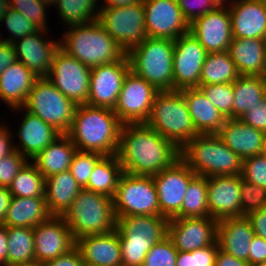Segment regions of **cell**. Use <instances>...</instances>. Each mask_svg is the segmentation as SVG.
I'll list each match as a JSON object with an SVG mask.
<instances>
[{
    "label": "cell",
    "instance_id": "4316f807",
    "mask_svg": "<svg viewBox=\"0 0 266 266\" xmlns=\"http://www.w3.org/2000/svg\"><path fill=\"white\" fill-rule=\"evenodd\" d=\"M38 77L16 60L0 75V99L11 109L23 107Z\"/></svg>",
    "mask_w": 266,
    "mask_h": 266
},
{
    "label": "cell",
    "instance_id": "b9f144b4",
    "mask_svg": "<svg viewBox=\"0 0 266 266\" xmlns=\"http://www.w3.org/2000/svg\"><path fill=\"white\" fill-rule=\"evenodd\" d=\"M197 88L225 118H233V83L199 85Z\"/></svg>",
    "mask_w": 266,
    "mask_h": 266
},
{
    "label": "cell",
    "instance_id": "ba28073f",
    "mask_svg": "<svg viewBox=\"0 0 266 266\" xmlns=\"http://www.w3.org/2000/svg\"><path fill=\"white\" fill-rule=\"evenodd\" d=\"M61 134L71 128L77 105L59 91L47 77L37 78L23 106Z\"/></svg>",
    "mask_w": 266,
    "mask_h": 266
},
{
    "label": "cell",
    "instance_id": "836d02e7",
    "mask_svg": "<svg viewBox=\"0 0 266 266\" xmlns=\"http://www.w3.org/2000/svg\"><path fill=\"white\" fill-rule=\"evenodd\" d=\"M233 118H240L265 96L263 76L240 75L233 82Z\"/></svg>",
    "mask_w": 266,
    "mask_h": 266
},
{
    "label": "cell",
    "instance_id": "e0dca14e",
    "mask_svg": "<svg viewBox=\"0 0 266 266\" xmlns=\"http://www.w3.org/2000/svg\"><path fill=\"white\" fill-rule=\"evenodd\" d=\"M218 221L212 217H185L168 220L167 236L178 251H194L213 244Z\"/></svg>",
    "mask_w": 266,
    "mask_h": 266
},
{
    "label": "cell",
    "instance_id": "ee69618b",
    "mask_svg": "<svg viewBox=\"0 0 266 266\" xmlns=\"http://www.w3.org/2000/svg\"><path fill=\"white\" fill-rule=\"evenodd\" d=\"M102 157L103 155L97 152L77 150L74 153L69 171L81 189L86 188L94 166Z\"/></svg>",
    "mask_w": 266,
    "mask_h": 266
},
{
    "label": "cell",
    "instance_id": "03108f58",
    "mask_svg": "<svg viewBox=\"0 0 266 266\" xmlns=\"http://www.w3.org/2000/svg\"><path fill=\"white\" fill-rule=\"evenodd\" d=\"M9 8H10L9 0H0V21L2 20L3 16L6 14Z\"/></svg>",
    "mask_w": 266,
    "mask_h": 266
},
{
    "label": "cell",
    "instance_id": "7a4b0ae2",
    "mask_svg": "<svg viewBox=\"0 0 266 266\" xmlns=\"http://www.w3.org/2000/svg\"><path fill=\"white\" fill-rule=\"evenodd\" d=\"M122 126L113 109L83 104L77 105L67 135L77 150L111 156L117 154Z\"/></svg>",
    "mask_w": 266,
    "mask_h": 266
},
{
    "label": "cell",
    "instance_id": "11a10c76",
    "mask_svg": "<svg viewBox=\"0 0 266 266\" xmlns=\"http://www.w3.org/2000/svg\"><path fill=\"white\" fill-rule=\"evenodd\" d=\"M266 261V240L254 236L249 245V264L255 266Z\"/></svg>",
    "mask_w": 266,
    "mask_h": 266
},
{
    "label": "cell",
    "instance_id": "8992f818",
    "mask_svg": "<svg viewBox=\"0 0 266 266\" xmlns=\"http://www.w3.org/2000/svg\"><path fill=\"white\" fill-rule=\"evenodd\" d=\"M145 124L172 141L179 149L199 134L196 132L181 91L158 92Z\"/></svg>",
    "mask_w": 266,
    "mask_h": 266
},
{
    "label": "cell",
    "instance_id": "6125c7cd",
    "mask_svg": "<svg viewBox=\"0 0 266 266\" xmlns=\"http://www.w3.org/2000/svg\"><path fill=\"white\" fill-rule=\"evenodd\" d=\"M7 226L0 224V266H7L8 258Z\"/></svg>",
    "mask_w": 266,
    "mask_h": 266
},
{
    "label": "cell",
    "instance_id": "ab89813d",
    "mask_svg": "<svg viewBox=\"0 0 266 266\" xmlns=\"http://www.w3.org/2000/svg\"><path fill=\"white\" fill-rule=\"evenodd\" d=\"M185 217H210L207 177L196 175L188 184L181 210L174 218Z\"/></svg>",
    "mask_w": 266,
    "mask_h": 266
},
{
    "label": "cell",
    "instance_id": "f35d334b",
    "mask_svg": "<svg viewBox=\"0 0 266 266\" xmlns=\"http://www.w3.org/2000/svg\"><path fill=\"white\" fill-rule=\"evenodd\" d=\"M99 0H56L58 15L67 26L86 24L98 19L101 8Z\"/></svg>",
    "mask_w": 266,
    "mask_h": 266
},
{
    "label": "cell",
    "instance_id": "6da1fadb",
    "mask_svg": "<svg viewBox=\"0 0 266 266\" xmlns=\"http://www.w3.org/2000/svg\"><path fill=\"white\" fill-rule=\"evenodd\" d=\"M117 156L123 172L154 176L180 158V149L145 123L123 124Z\"/></svg>",
    "mask_w": 266,
    "mask_h": 266
},
{
    "label": "cell",
    "instance_id": "6f0895ef",
    "mask_svg": "<svg viewBox=\"0 0 266 266\" xmlns=\"http://www.w3.org/2000/svg\"><path fill=\"white\" fill-rule=\"evenodd\" d=\"M16 60L14 45L6 41H0V75Z\"/></svg>",
    "mask_w": 266,
    "mask_h": 266
},
{
    "label": "cell",
    "instance_id": "83f0119b",
    "mask_svg": "<svg viewBox=\"0 0 266 266\" xmlns=\"http://www.w3.org/2000/svg\"><path fill=\"white\" fill-rule=\"evenodd\" d=\"M228 52L239 75L266 74V39L233 38Z\"/></svg>",
    "mask_w": 266,
    "mask_h": 266
},
{
    "label": "cell",
    "instance_id": "ac0fdd59",
    "mask_svg": "<svg viewBox=\"0 0 266 266\" xmlns=\"http://www.w3.org/2000/svg\"><path fill=\"white\" fill-rule=\"evenodd\" d=\"M208 53L228 51L232 20L228 7L217 6L190 23L189 31Z\"/></svg>",
    "mask_w": 266,
    "mask_h": 266
},
{
    "label": "cell",
    "instance_id": "f6af8a7d",
    "mask_svg": "<svg viewBox=\"0 0 266 266\" xmlns=\"http://www.w3.org/2000/svg\"><path fill=\"white\" fill-rule=\"evenodd\" d=\"M10 8L20 12L30 21H32L39 29L48 30L47 10L50 8L47 2L41 0H9Z\"/></svg>",
    "mask_w": 266,
    "mask_h": 266
},
{
    "label": "cell",
    "instance_id": "cb8c5ba5",
    "mask_svg": "<svg viewBox=\"0 0 266 266\" xmlns=\"http://www.w3.org/2000/svg\"><path fill=\"white\" fill-rule=\"evenodd\" d=\"M228 9L233 38L266 39V0H239Z\"/></svg>",
    "mask_w": 266,
    "mask_h": 266
},
{
    "label": "cell",
    "instance_id": "7402d4cb",
    "mask_svg": "<svg viewBox=\"0 0 266 266\" xmlns=\"http://www.w3.org/2000/svg\"><path fill=\"white\" fill-rule=\"evenodd\" d=\"M24 111L22 122L18 125L17 135L19 145L14 144L15 150L25 156L29 161L33 160L50 143L58 138L61 133L54 127L25 110L23 107L12 109Z\"/></svg>",
    "mask_w": 266,
    "mask_h": 266
},
{
    "label": "cell",
    "instance_id": "9c48e42d",
    "mask_svg": "<svg viewBox=\"0 0 266 266\" xmlns=\"http://www.w3.org/2000/svg\"><path fill=\"white\" fill-rule=\"evenodd\" d=\"M112 199L117 219L132 215L161 216L158 194L152 176L124 172Z\"/></svg>",
    "mask_w": 266,
    "mask_h": 266
},
{
    "label": "cell",
    "instance_id": "277c9868",
    "mask_svg": "<svg viewBox=\"0 0 266 266\" xmlns=\"http://www.w3.org/2000/svg\"><path fill=\"white\" fill-rule=\"evenodd\" d=\"M180 159L198 176L239 175L242 159L217 134H199L180 149Z\"/></svg>",
    "mask_w": 266,
    "mask_h": 266
},
{
    "label": "cell",
    "instance_id": "e7e4bbea",
    "mask_svg": "<svg viewBox=\"0 0 266 266\" xmlns=\"http://www.w3.org/2000/svg\"><path fill=\"white\" fill-rule=\"evenodd\" d=\"M104 3L100 8H110V7H123L129 6L140 2L141 0H103Z\"/></svg>",
    "mask_w": 266,
    "mask_h": 266
},
{
    "label": "cell",
    "instance_id": "4fadbf2b",
    "mask_svg": "<svg viewBox=\"0 0 266 266\" xmlns=\"http://www.w3.org/2000/svg\"><path fill=\"white\" fill-rule=\"evenodd\" d=\"M208 52L187 32L174 40L173 87L175 90L197 88Z\"/></svg>",
    "mask_w": 266,
    "mask_h": 266
},
{
    "label": "cell",
    "instance_id": "5bb4252c",
    "mask_svg": "<svg viewBox=\"0 0 266 266\" xmlns=\"http://www.w3.org/2000/svg\"><path fill=\"white\" fill-rule=\"evenodd\" d=\"M196 175L179 158L169 168L152 176L158 194L161 216L169 220L180 212L188 184Z\"/></svg>",
    "mask_w": 266,
    "mask_h": 266
},
{
    "label": "cell",
    "instance_id": "f1b7e54d",
    "mask_svg": "<svg viewBox=\"0 0 266 266\" xmlns=\"http://www.w3.org/2000/svg\"><path fill=\"white\" fill-rule=\"evenodd\" d=\"M187 103L193 126L198 134H217L226 118L198 89L180 90Z\"/></svg>",
    "mask_w": 266,
    "mask_h": 266
},
{
    "label": "cell",
    "instance_id": "d590c367",
    "mask_svg": "<svg viewBox=\"0 0 266 266\" xmlns=\"http://www.w3.org/2000/svg\"><path fill=\"white\" fill-rule=\"evenodd\" d=\"M7 266L35 262L33 228L7 226Z\"/></svg>",
    "mask_w": 266,
    "mask_h": 266
},
{
    "label": "cell",
    "instance_id": "8fae6325",
    "mask_svg": "<svg viewBox=\"0 0 266 266\" xmlns=\"http://www.w3.org/2000/svg\"><path fill=\"white\" fill-rule=\"evenodd\" d=\"M90 73V68L59 47L47 78L76 105H83L89 98Z\"/></svg>",
    "mask_w": 266,
    "mask_h": 266
},
{
    "label": "cell",
    "instance_id": "f5cc1de1",
    "mask_svg": "<svg viewBox=\"0 0 266 266\" xmlns=\"http://www.w3.org/2000/svg\"><path fill=\"white\" fill-rule=\"evenodd\" d=\"M218 249L216 240L211 245L194 250V266H215Z\"/></svg>",
    "mask_w": 266,
    "mask_h": 266
},
{
    "label": "cell",
    "instance_id": "44dd1931",
    "mask_svg": "<svg viewBox=\"0 0 266 266\" xmlns=\"http://www.w3.org/2000/svg\"><path fill=\"white\" fill-rule=\"evenodd\" d=\"M48 32L39 29L13 43L17 60L21 61L38 78L47 77L51 72L54 54L60 47V39L53 41V38L52 40L45 38Z\"/></svg>",
    "mask_w": 266,
    "mask_h": 266
},
{
    "label": "cell",
    "instance_id": "753ad0ef",
    "mask_svg": "<svg viewBox=\"0 0 266 266\" xmlns=\"http://www.w3.org/2000/svg\"><path fill=\"white\" fill-rule=\"evenodd\" d=\"M83 266H95V265H90V264H85V263H84Z\"/></svg>",
    "mask_w": 266,
    "mask_h": 266
},
{
    "label": "cell",
    "instance_id": "ffe728a7",
    "mask_svg": "<svg viewBox=\"0 0 266 266\" xmlns=\"http://www.w3.org/2000/svg\"><path fill=\"white\" fill-rule=\"evenodd\" d=\"M241 174L207 177L209 215L217 221L241 217Z\"/></svg>",
    "mask_w": 266,
    "mask_h": 266
},
{
    "label": "cell",
    "instance_id": "8c879c8a",
    "mask_svg": "<svg viewBox=\"0 0 266 266\" xmlns=\"http://www.w3.org/2000/svg\"><path fill=\"white\" fill-rule=\"evenodd\" d=\"M255 266H266V261L263 262V263L257 264V265H255Z\"/></svg>",
    "mask_w": 266,
    "mask_h": 266
},
{
    "label": "cell",
    "instance_id": "7dc6e473",
    "mask_svg": "<svg viewBox=\"0 0 266 266\" xmlns=\"http://www.w3.org/2000/svg\"><path fill=\"white\" fill-rule=\"evenodd\" d=\"M241 217L266 207V189L251 184L241 177Z\"/></svg>",
    "mask_w": 266,
    "mask_h": 266
},
{
    "label": "cell",
    "instance_id": "9f6ffc18",
    "mask_svg": "<svg viewBox=\"0 0 266 266\" xmlns=\"http://www.w3.org/2000/svg\"><path fill=\"white\" fill-rule=\"evenodd\" d=\"M256 236L266 240V207L247 215Z\"/></svg>",
    "mask_w": 266,
    "mask_h": 266
},
{
    "label": "cell",
    "instance_id": "7bdbcfd3",
    "mask_svg": "<svg viewBox=\"0 0 266 266\" xmlns=\"http://www.w3.org/2000/svg\"><path fill=\"white\" fill-rule=\"evenodd\" d=\"M0 23H5L6 29H8V32L10 33V37H0V40L12 44L18 40H21L23 37L31 35L39 30V28L32 21H30L20 12L15 11L11 8L8 9Z\"/></svg>",
    "mask_w": 266,
    "mask_h": 266
},
{
    "label": "cell",
    "instance_id": "484cf974",
    "mask_svg": "<svg viewBox=\"0 0 266 266\" xmlns=\"http://www.w3.org/2000/svg\"><path fill=\"white\" fill-rule=\"evenodd\" d=\"M254 236L247 216L218 221L216 240L219 248L237 259L249 262V245Z\"/></svg>",
    "mask_w": 266,
    "mask_h": 266
},
{
    "label": "cell",
    "instance_id": "2644e50d",
    "mask_svg": "<svg viewBox=\"0 0 266 266\" xmlns=\"http://www.w3.org/2000/svg\"><path fill=\"white\" fill-rule=\"evenodd\" d=\"M263 80H264V92L266 96V74L263 76Z\"/></svg>",
    "mask_w": 266,
    "mask_h": 266
},
{
    "label": "cell",
    "instance_id": "30bf717a",
    "mask_svg": "<svg viewBox=\"0 0 266 266\" xmlns=\"http://www.w3.org/2000/svg\"><path fill=\"white\" fill-rule=\"evenodd\" d=\"M97 20L126 53L147 37L142 0L126 7L101 8Z\"/></svg>",
    "mask_w": 266,
    "mask_h": 266
},
{
    "label": "cell",
    "instance_id": "d4e9b609",
    "mask_svg": "<svg viewBox=\"0 0 266 266\" xmlns=\"http://www.w3.org/2000/svg\"><path fill=\"white\" fill-rule=\"evenodd\" d=\"M85 264L95 266H122L117 230L105 234L86 235L75 240Z\"/></svg>",
    "mask_w": 266,
    "mask_h": 266
},
{
    "label": "cell",
    "instance_id": "5b68a950",
    "mask_svg": "<svg viewBox=\"0 0 266 266\" xmlns=\"http://www.w3.org/2000/svg\"><path fill=\"white\" fill-rule=\"evenodd\" d=\"M62 217L74 240L86 235L105 234L117 226L113 199L85 188L80 190Z\"/></svg>",
    "mask_w": 266,
    "mask_h": 266
},
{
    "label": "cell",
    "instance_id": "74e56055",
    "mask_svg": "<svg viewBox=\"0 0 266 266\" xmlns=\"http://www.w3.org/2000/svg\"><path fill=\"white\" fill-rule=\"evenodd\" d=\"M122 266H142L147 252L166 236H141L118 233Z\"/></svg>",
    "mask_w": 266,
    "mask_h": 266
},
{
    "label": "cell",
    "instance_id": "f546056e",
    "mask_svg": "<svg viewBox=\"0 0 266 266\" xmlns=\"http://www.w3.org/2000/svg\"><path fill=\"white\" fill-rule=\"evenodd\" d=\"M50 216L45 197L24 198L12 196L2 225L34 228L39 223L46 221Z\"/></svg>",
    "mask_w": 266,
    "mask_h": 266
},
{
    "label": "cell",
    "instance_id": "a7ac6f4b",
    "mask_svg": "<svg viewBox=\"0 0 266 266\" xmlns=\"http://www.w3.org/2000/svg\"><path fill=\"white\" fill-rule=\"evenodd\" d=\"M17 266H44V264L39 263V262H34V263H30V264L17 265Z\"/></svg>",
    "mask_w": 266,
    "mask_h": 266
},
{
    "label": "cell",
    "instance_id": "89a4df30",
    "mask_svg": "<svg viewBox=\"0 0 266 266\" xmlns=\"http://www.w3.org/2000/svg\"><path fill=\"white\" fill-rule=\"evenodd\" d=\"M41 1L47 2L51 7V5L53 6L56 0H41Z\"/></svg>",
    "mask_w": 266,
    "mask_h": 266
},
{
    "label": "cell",
    "instance_id": "db71d44e",
    "mask_svg": "<svg viewBox=\"0 0 266 266\" xmlns=\"http://www.w3.org/2000/svg\"><path fill=\"white\" fill-rule=\"evenodd\" d=\"M44 266H83L84 261L80 251L74 246L67 253L58 256L55 259L48 260L43 263Z\"/></svg>",
    "mask_w": 266,
    "mask_h": 266
},
{
    "label": "cell",
    "instance_id": "4dcf8cb0",
    "mask_svg": "<svg viewBox=\"0 0 266 266\" xmlns=\"http://www.w3.org/2000/svg\"><path fill=\"white\" fill-rule=\"evenodd\" d=\"M45 200L51 215L62 216L81 190L69 170L45 178Z\"/></svg>",
    "mask_w": 266,
    "mask_h": 266
},
{
    "label": "cell",
    "instance_id": "9a60e30c",
    "mask_svg": "<svg viewBox=\"0 0 266 266\" xmlns=\"http://www.w3.org/2000/svg\"><path fill=\"white\" fill-rule=\"evenodd\" d=\"M147 37L176 40L190 31L176 0H142Z\"/></svg>",
    "mask_w": 266,
    "mask_h": 266
},
{
    "label": "cell",
    "instance_id": "1f68e13d",
    "mask_svg": "<svg viewBox=\"0 0 266 266\" xmlns=\"http://www.w3.org/2000/svg\"><path fill=\"white\" fill-rule=\"evenodd\" d=\"M76 146L67 134H61L33 160L38 171L45 177H49L69 170Z\"/></svg>",
    "mask_w": 266,
    "mask_h": 266
},
{
    "label": "cell",
    "instance_id": "d6a6232c",
    "mask_svg": "<svg viewBox=\"0 0 266 266\" xmlns=\"http://www.w3.org/2000/svg\"><path fill=\"white\" fill-rule=\"evenodd\" d=\"M123 173L117 154L103 156L94 166L85 189L113 198Z\"/></svg>",
    "mask_w": 266,
    "mask_h": 266
},
{
    "label": "cell",
    "instance_id": "e575fe53",
    "mask_svg": "<svg viewBox=\"0 0 266 266\" xmlns=\"http://www.w3.org/2000/svg\"><path fill=\"white\" fill-rule=\"evenodd\" d=\"M239 76L228 51L208 53L199 85L233 83Z\"/></svg>",
    "mask_w": 266,
    "mask_h": 266
},
{
    "label": "cell",
    "instance_id": "91938a15",
    "mask_svg": "<svg viewBox=\"0 0 266 266\" xmlns=\"http://www.w3.org/2000/svg\"><path fill=\"white\" fill-rule=\"evenodd\" d=\"M215 266H251L249 262L237 259L236 257L224 252L220 248L216 255Z\"/></svg>",
    "mask_w": 266,
    "mask_h": 266
},
{
    "label": "cell",
    "instance_id": "c3c4849f",
    "mask_svg": "<svg viewBox=\"0 0 266 266\" xmlns=\"http://www.w3.org/2000/svg\"><path fill=\"white\" fill-rule=\"evenodd\" d=\"M241 177L266 189V155L263 153L242 160Z\"/></svg>",
    "mask_w": 266,
    "mask_h": 266
},
{
    "label": "cell",
    "instance_id": "94428289",
    "mask_svg": "<svg viewBox=\"0 0 266 266\" xmlns=\"http://www.w3.org/2000/svg\"><path fill=\"white\" fill-rule=\"evenodd\" d=\"M12 199L8 188L0 186V224H3Z\"/></svg>",
    "mask_w": 266,
    "mask_h": 266
},
{
    "label": "cell",
    "instance_id": "7c38bea8",
    "mask_svg": "<svg viewBox=\"0 0 266 266\" xmlns=\"http://www.w3.org/2000/svg\"><path fill=\"white\" fill-rule=\"evenodd\" d=\"M158 90L130 70L118 95L114 113L123 124L145 123Z\"/></svg>",
    "mask_w": 266,
    "mask_h": 266
},
{
    "label": "cell",
    "instance_id": "680465c9",
    "mask_svg": "<svg viewBox=\"0 0 266 266\" xmlns=\"http://www.w3.org/2000/svg\"><path fill=\"white\" fill-rule=\"evenodd\" d=\"M1 121V120H0ZM11 130L0 122V159L8 156L15 151Z\"/></svg>",
    "mask_w": 266,
    "mask_h": 266
},
{
    "label": "cell",
    "instance_id": "681fc988",
    "mask_svg": "<svg viewBox=\"0 0 266 266\" xmlns=\"http://www.w3.org/2000/svg\"><path fill=\"white\" fill-rule=\"evenodd\" d=\"M29 160L17 150L8 156L0 159V186L8 188L17 175Z\"/></svg>",
    "mask_w": 266,
    "mask_h": 266
},
{
    "label": "cell",
    "instance_id": "2e32d148",
    "mask_svg": "<svg viewBox=\"0 0 266 266\" xmlns=\"http://www.w3.org/2000/svg\"><path fill=\"white\" fill-rule=\"evenodd\" d=\"M130 70L127 54L117 62L92 68L87 105L114 109L124 79Z\"/></svg>",
    "mask_w": 266,
    "mask_h": 266
},
{
    "label": "cell",
    "instance_id": "3957f363",
    "mask_svg": "<svg viewBox=\"0 0 266 266\" xmlns=\"http://www.w3.org/2000/svg\"><path fill=\"white\" fill-rule=\"evenodd\" d=\"M67 28L59 38L60 48L90 69L117 62L127 54L98 20Z\"/></svg>",
    "mask_w": 266,
    "mask_h": 266
},
{
    "label": "cell",
    "instance_id": "52a82bcc",
    "mask_svg": "<svg viewBox=\"0 0 266 266\" xmlns=\"http://www.w3.org/2000/svg\"><path fill=\"white\" fill-rule=\"evenodd\" d=\"M173 51L174 40L146 37L127 53L130 69L158 92L174 91Z\"/></svg>",
    "mask_w": 266,
    "mask_h": 266
},
{
    "label": "cell",
    "instance_id": "f907efd6",
    "mask_svg": "<svg viewBox=\"0 0 266 266\" xmlns=\"http://www.w3.org/2000/svg\"><path fill=\"white\" fill-rule=\"evenodd\" d=\"M181 11L189 22H193L196 18L201 17L209 11L214 10L217 5L214 0H176Z\"/></svg>",
    "mask_w": 266,
    "mask_h": 266
},
{
    "label": "cell",
    "instance_id": "bcb514c9",
    "mask_svg": "<svg viewBox=\"0 0 266 266\" xmlns=\"http://www.w3.org/2000/svg\"><path fill=\"white\" fill-rule=\"evenodd\" d=\"M177 256L178 250L166 236L147 252L142 266H176Z\"/></svg>",
    "mask_w": 266,
    "mask_h": 266
},
{
    "label": "cell",
    "instance_id": "d6986e66",
    "mask_svg": "<svg viewBox=\"0 0 266 266\" xmlns=\"http://www.w3.org/2000/svg\"><path fill=\"white\" fill-rule=\"evenodd\" d=\"M35 262L44 263L67 253L75 240L62 216L51 215L33 228Z\"/></svg>",
    "mask_w": 266,
    "mask_h": 266
},
{
    "label": "cell",
    "instance_id": "8d00e7d4",
    "mask_svg": "<svg viewBox=\"0 0 266 266\" xmlns=\"http://www.w3.org/2000/svg\"><path fill=\"white\" fill-rule=\"evenodd\" d=\"M168 219L154 215H132L117 219V233L141 236H167Z\"/></svg>",
    "mask_w": 266,
    "mask_h": 266
},
{
    "label": "cell",
    "instance_id": "34e18365",
    "mask_svg": "<svg viewBox=\"0 0 266 266\" xmlns=\"http://www.w3.org/2000/svg\"><path fill=\"white\" fill-rule=\"evenodd\" d=\"M264 154L266 155V145H265V148H264Z\"/></svg>",
    "mask_w": 266,
    "mask_h": 266
},
{
    "label": "cell",
    "instance_id": "816d5d0a",
    "mask_svg": "<svg viewBox=\"0 0 266 266\" xmlns=\"http://www.w3.org/2000/svg\"><path fill=\"white\" fill-rule=\"evenodd\" d=\"M239 119L245 124L266 133V96L251 109H248Z\"/></svg>",
    "mask_w": 266,
    "mask_h": 266
},
{
    "label": "cell",
    "instance_id": "003e7915",
    "mask_svg": "<svg viewBox=\"0 0 266 266\" xmlns=\"http://www.w3.org/2000/svg\"><path fill=\"white\" fill-rule=\"evenodd\" d=\"M226 1V2H225ZM229 1V2H228ZM239 0H214L215 4L220 7H229L236 4ZM231 2V3H230ZM225 3V4H224ZM228 3V4H227ZM230 3V4H229ZM227 4V5H226Z\"/></svg>",
    "mask_w": 266,
    "mask_h": 266
},
{
    "label": "cell",
    "instance_id": "be15d7a7",
    "mask_svg": "<svg viewBox=\"0 0 266 266\" xmlns=\"http://www.w3.org/2000/svg\"><path fill=\"white\" fill-rule=\"evenodd\" d=\"M176 266H194V251H178Z\"/></svg>",
    "mask_w": 266,
    "mask_h": 266
},
{
    "label": "cell",
    "instance_id": "603a6c76",
    "mask_svg": "<svg viewBox=\"0 0 266 266\" xmlns=\"http://www.w3.org/2000/svg\"><path fill=\"white\" fill-rule=\"evenodd\" d=\"M217 135L242 160L264 153L266 133L239 118H226Z\"/></svg>",
    "mask_w": 266,
    "mask_h": 266
},
{
    "label": "cell",
    "instance_id": "60d3db41",
    "mask_svg": "<svg viewBox=\"0 0 266 266\" xmlns=\"http://www.w3.org/2000/svg\"><path fill=\"white\" fill-rule=\"evenodd\" d=\"M45 177L28 161L8 187L14 197H45Z\"/></svg>",
    "mask_w": 266,
    "mask_h": 266
}]
</instances>
